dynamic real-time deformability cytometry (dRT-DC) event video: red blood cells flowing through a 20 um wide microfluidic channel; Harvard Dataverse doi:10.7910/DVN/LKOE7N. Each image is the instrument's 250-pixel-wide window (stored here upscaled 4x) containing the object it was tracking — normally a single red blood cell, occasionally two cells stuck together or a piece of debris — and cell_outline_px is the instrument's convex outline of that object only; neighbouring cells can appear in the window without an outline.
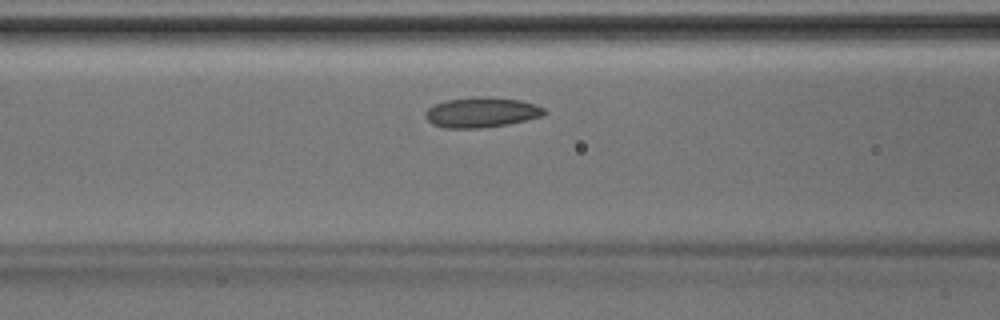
{"species": "Egyptian fruit bat (a non-hibernating species)", "species_latin": "Rousettus aegyptiacus", "temperature_condition": "room temperature", "stored_images_in_passage": 36, "camera_frame_rate_fps": 3000, "um_per_image_px": 0.085, "animal": {"sex": "male"}, "frame": {"image": 1, "passage_image": 10, "time_ms": 3.0, "image_size_px": [1000, 320], "cell_outline_px": [[548, 112], [544, 116], [508, 124], [480, 128], [444, 128], [432, 124], [424, 116], [424, 112], [428, 108], [444, 100], [476, 96], [488, 96], [520, 100], [536, 104], [544, 108]], "centroid_in_image_um": [40.94, 9.54], "position_along_channel_um": 125.7, "area_um2": 21.21}}
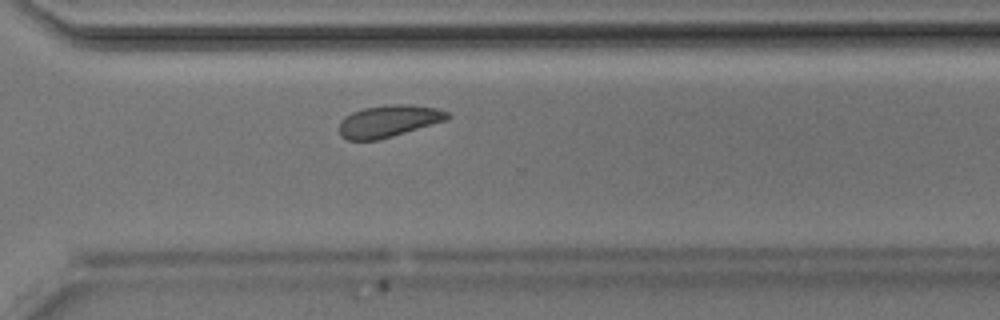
{"frame": {"image": 2, "passage_image": 24, "time_ms": 7.667, "image_size_px": [1000, 320], "cell_outline_px": [[452, 116], [448, 120], [392, 136], [376, 140], [348, 140], [340, 136], [340, 120], [344, 116], [352, 112], [364, 108], [392, 104], [408, 104], [436, 108], [448, 112]], "centroid_in_image_um": [33.04, 10.29], "position_along_channel_um": 337.6, "area_um2": 20.17}}
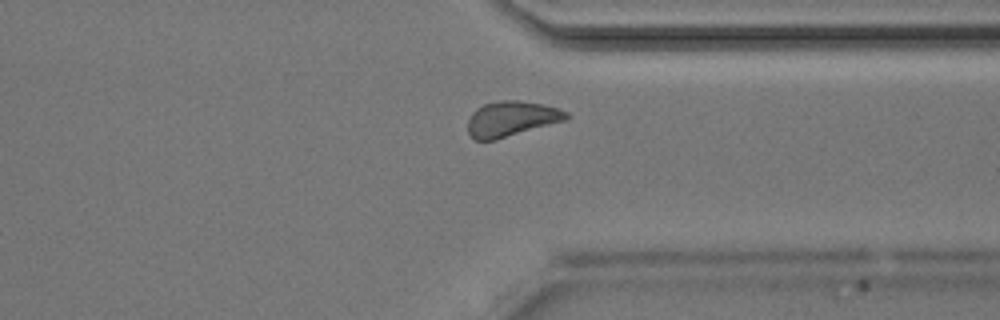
{"frame": {"image": 3, "passage_image": 26, "time_ms": 8.333, "image_size_px": [1000, 320], "cell_outline_px": [[568, 120], [496, 140], [476, 140], [468, 132], [468, 120], [472, 112], [476, 108], [484, 104], [500, 100], [520, 100], [540, 104], [556, 108], [568, 112]], "centroid_in_image_um": [43.47, 10.1], "position_along_channel_um": 367.9, "area_um2": 20.29}}